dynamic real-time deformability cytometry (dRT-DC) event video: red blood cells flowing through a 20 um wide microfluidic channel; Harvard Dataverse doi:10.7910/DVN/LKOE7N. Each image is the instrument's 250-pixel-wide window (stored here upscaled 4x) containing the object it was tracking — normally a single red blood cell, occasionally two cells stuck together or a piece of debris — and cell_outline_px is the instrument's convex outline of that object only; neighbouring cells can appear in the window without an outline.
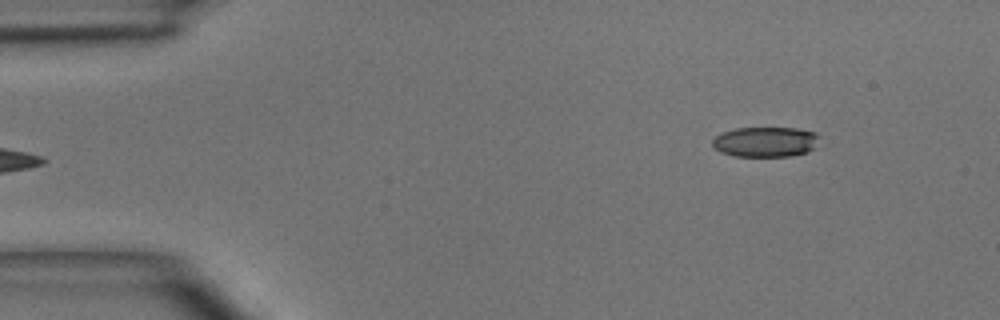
{"species": "common noctule bat (a hibernating species)", "species_latin": "Nyctalus noctula", "temperature_condition": "room temperature", "stored_images_in_passage": 5, "segment_of_instrument_passage": [2, 2], "camera_frame_rate_fps": 3000, "um_per_image_px": 0.085, "animal": {"sex": "male", "body_mass_g": 15.6}, "frame": {"image": 1, "passage_image": 5, "time_ms": 4.667, "image_size_px": [1000, 320], "cell_outline_px": [[820, 136], [812, 148], [808, 152], [792, 156], [732, 156], [720, 152], [712, 144], [712, 140], [716, 136], [724, 132], [736, 128], [796, 128], [816, 132]], "centroid_in_image_um": [65.06, 12.06], "position_along_channel_um": 19.9, "area_um2": 18.73}}